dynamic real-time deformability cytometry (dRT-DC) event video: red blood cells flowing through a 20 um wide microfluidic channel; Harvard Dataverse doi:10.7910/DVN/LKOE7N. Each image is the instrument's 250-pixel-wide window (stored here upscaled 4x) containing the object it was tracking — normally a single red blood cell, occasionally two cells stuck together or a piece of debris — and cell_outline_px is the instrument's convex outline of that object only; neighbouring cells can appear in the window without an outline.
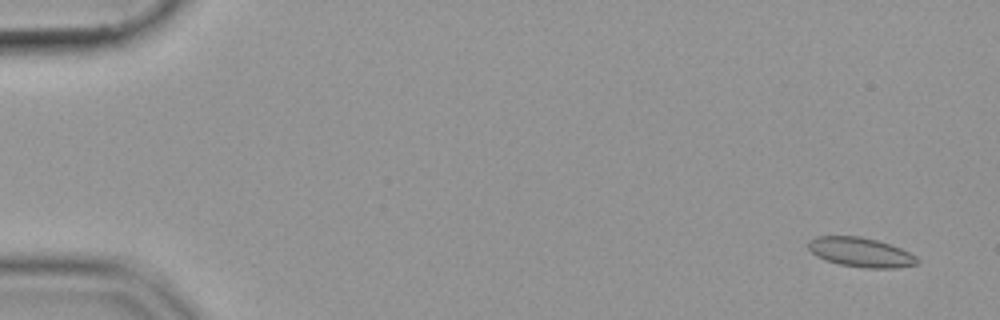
{"species": "common noctule bat (a hibernating species)", "species_latin": "Nyctalus noctula", "temperature_condition": "cold", "stored_images_in_passage": 56, "camera_frame_rate_fps": 3000, "um_per_image_px": 0.085, "animal": {"sex": "female", "body_mass_g": 19.9}, "frame": {"image": 1, "passage_image": 3, "time_ms": 0.667, "image_size_px": [1000, 320], "cell_outline_px": [[920, 260], [916, 264], [896, 268], [868, 268], [840, 264], [816, 256], [808, 248], [808, 240], [816, 236], [860, 236], [876, 240], [900, 248], [916, 256]], "centroid_in_image_um": [73.15, 21.43], "position_along_channel_um": 11.9, "area_um2": 18.5}}
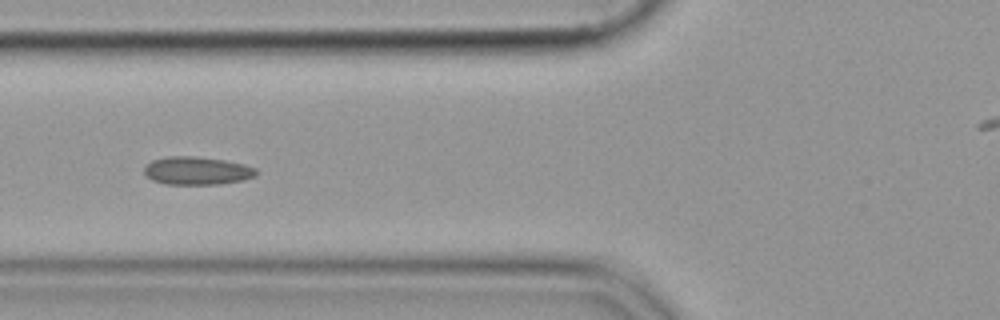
{"frame": {"image": 2, "passage_image": 22, "time_ms": 7.0, "image_size_px": [1000, 320], "cell_outline_px": [[256, 176], [244, 180], [216, 184], [168, 184], [152, 180], [144, 172], [144, 164], [152, 160], [168, 156], [192, 156], [224, 160], [244, 164], [256, 168]], "centroid_in_image_um": [16.73, 14.5], "position_along_channel_um": 109.1, "area_um2": 18.26}}
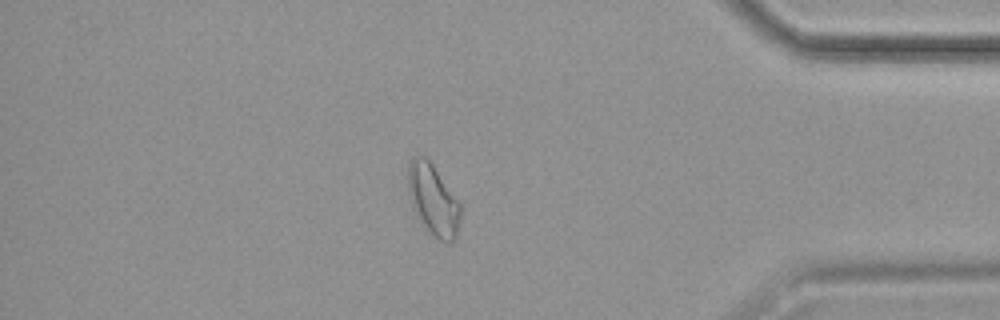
{"frame": {"image": 3, "passage_image": 48, "time_ms": 15.667, "image_size_px": [1000, 320], "cell_outline_px": [[460, 216], [456, 236], [452, 244], [448, 244], [440, 240], [424, 224], [412, 204], [408, 188], [408, 164], [412, 156], [424, 156], [432, 164], [460, 204]], "centroid_in_image_um": [36.82, 16.96], "position_along_channel_um": 398.4, "area_um2": 20.92}}